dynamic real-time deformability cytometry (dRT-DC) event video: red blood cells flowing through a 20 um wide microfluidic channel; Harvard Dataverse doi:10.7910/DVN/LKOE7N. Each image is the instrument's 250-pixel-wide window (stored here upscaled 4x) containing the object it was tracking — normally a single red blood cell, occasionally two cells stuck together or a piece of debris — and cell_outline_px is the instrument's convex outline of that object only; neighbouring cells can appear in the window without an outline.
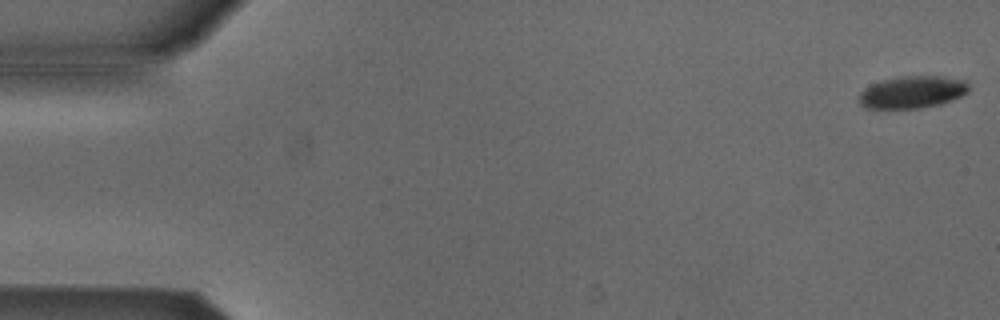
{"species": "Egyptian fruit bat (a non-hibernating species)", "species_latin": "Rousettus aegyptiacus", "temperature_condition": "cold", "stored_images_in_passage": 53, "camera_frame_rate_fps": 3000, "um_per_image_px": 0.085, "animal": {"sex": "male"}, "frame": {"image": 1, "passage_image": 1, "time_ms": 0.0, "image_size_px": [1000, 320], "cell_outline_px": [[968, 92], [960, 96], [940, 104], [916, 108], [868, 108], [860, 104], [860, 92], [864, 88], [872, 84], [884, 80], [900, 76], [944, 76], [964, 80], [968, 84]], "centroid_in_image_um": [77.55, 7.82], "position_along_channel_um": 7.4, "area_um2": 20.35}}
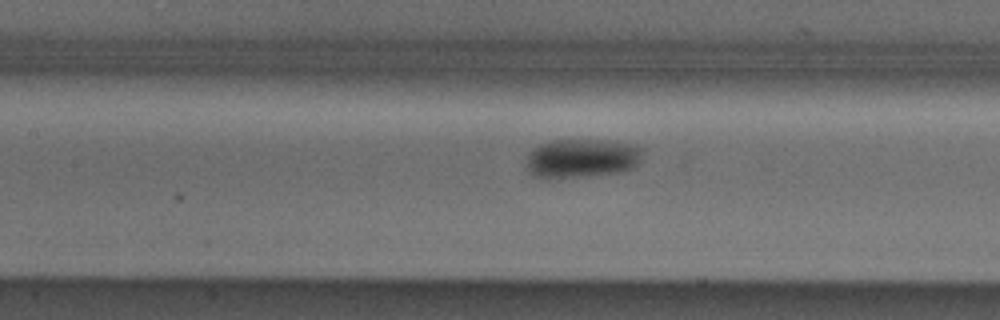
{"frame": {"image": 2, "passage_image": 24, "time_ms": 7.667, "image_size_px": [1000, 320], "cell_outline_px": [[644, 148], [640, 160], [632, 168], [620, 172], [588, 176], [532, 176], [528, 172], [528, 152], [532, 148], [540, 144], [552, 140], [608, 140], [632, 144]], "centroid_in_image_um": [49.49, 13.42], "position_along_channel_um": 157.9, "area_um2": 26.13}}
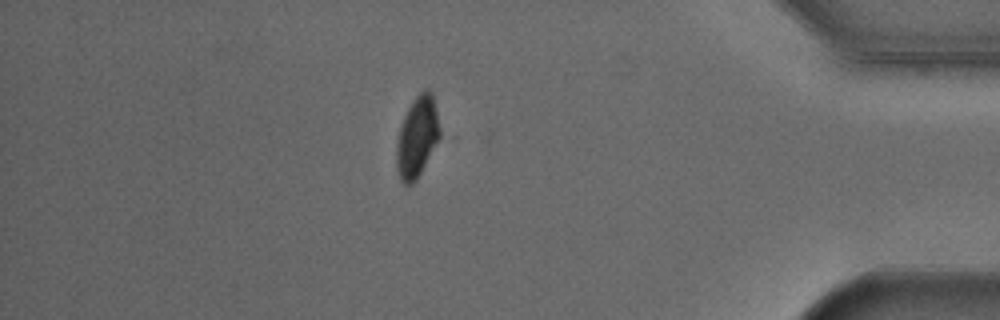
{"frame": {"image": 3, "passage_image": 46, "time_ms": 15.0, "image_size_px": [1000, 320], "cell_outline_px": [[440, 136], [416, 180], [412, 184], [404, 184], [400, 180], [396, 168], [396, 144], [400, 128], [404, 116], [412, 100], [424, 88], [428, 88], [432, 92], [440, 128]], "centroid_in_image_um": [35.44, 11.62], "position_along_channel_um": 399.8, "area_um2": 20.23}, "authors_computed_cell_mechanics": {"area_um2": 23.7558, "velocity_mm_per_s": 3.8565, "shape_relaxation_time_tau1_ms": 2.84, "shape_relaxation_time_tau2_ms": null, "deformation_change_tau1": 0.0621, "deformation_change_tau2": null}}